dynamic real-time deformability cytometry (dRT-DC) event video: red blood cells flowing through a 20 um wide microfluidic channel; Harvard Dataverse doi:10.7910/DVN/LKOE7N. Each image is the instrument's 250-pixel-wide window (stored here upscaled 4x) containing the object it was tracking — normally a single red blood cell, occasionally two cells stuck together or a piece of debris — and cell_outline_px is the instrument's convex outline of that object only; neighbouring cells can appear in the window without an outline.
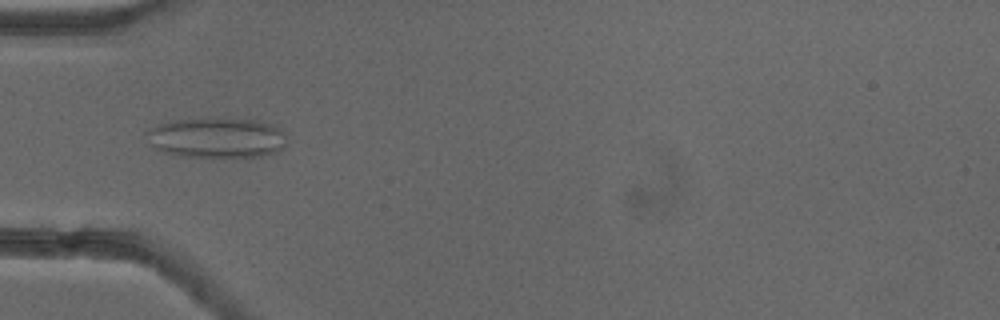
{"species": "common noctule bat (a hibernating species)", "species_latin": "Nyctalus noctula", "temperature_condition": "cold", "stored_images_in_passage": 51, "camera_frame_rate_fps": 3000, "um_per_image_px": 0.085, "animal": {"sex": "female"}, "frame": {"image": 1, "passage_image": 16, "time_ms": 5.0, "image_size_px": [1000, 320], "cell_outline_px": [[284, 148], [280, 152], [260, 156], [212, 160], [176, 156], [164, 152], [156, 148], [152, 144], [144, 132], [160, 124], [172, 120], [208, 116], [260, 120], [272, 124], [280, 128], [284, 136]], "centroid_in_image_um": [18.43, 11.73], "position_along_channel_um": 66.6, "area_um2": 34.62}}
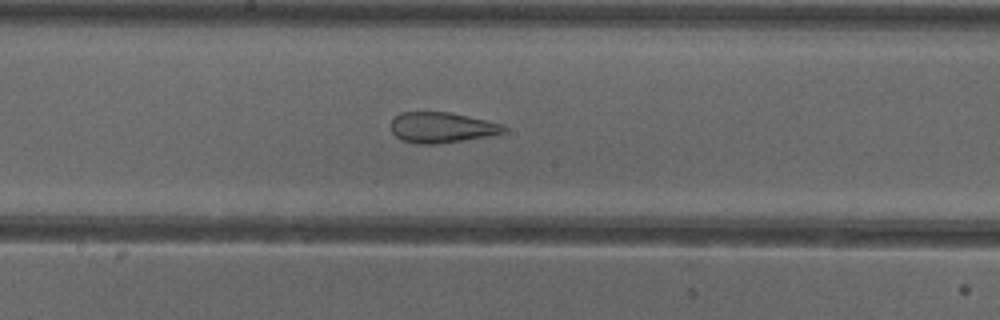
{"frame": {"image": 2, "passage_image": 27, "time_ms": 8.667, "image_size_px": [1000, 320], "cell_outline_px": [[508, 128], [504, 132], [488, 136], [436, 144], [416, 144], [400, 140], [392, 132], [392, 120], [400, 112], [452, 112], [504, 124]], "centroid_in_image_um": [37.56, 10.83], "position_along_channel_um": 210.6, "area_um2": 20.17}}
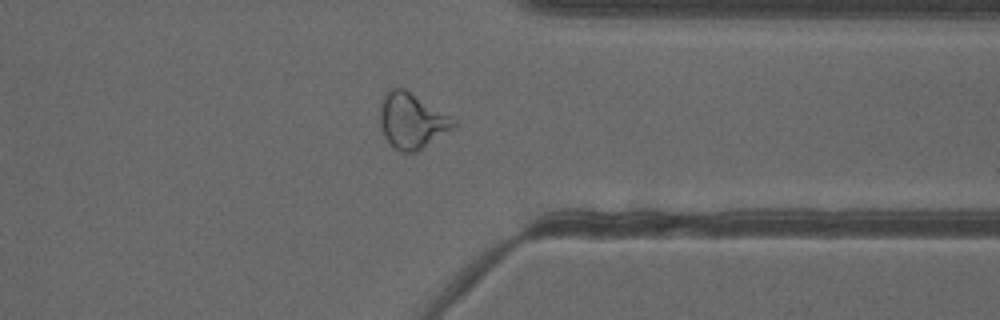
{"frame": {"image": 3, "passage_image": 40, "time_ms": 13.0, "image_size_px": [1000, 320], "cell_outline_px": [[456, 128], [416, 152], [400, 152], [384, 136], [380, 128], [380, 104], [384, 96], [392, 88], [404, 88], [456, 120]], "centroid_in_image_um": [35.02, 10.28], "position_along_channel_um": 376.4, "area_um2": 23.58}, "authors_computed_cell_mechanics": {"area_um2": 25.5476, "velocity_mm_per_s": 3.9231, "shape_relaxation_time_tau1_ms": null, "shape_relaxation_time_tau2_ms": 1.5468, "deformation_change_tau1": null, "deformation_change_tau2": 0.1138}}